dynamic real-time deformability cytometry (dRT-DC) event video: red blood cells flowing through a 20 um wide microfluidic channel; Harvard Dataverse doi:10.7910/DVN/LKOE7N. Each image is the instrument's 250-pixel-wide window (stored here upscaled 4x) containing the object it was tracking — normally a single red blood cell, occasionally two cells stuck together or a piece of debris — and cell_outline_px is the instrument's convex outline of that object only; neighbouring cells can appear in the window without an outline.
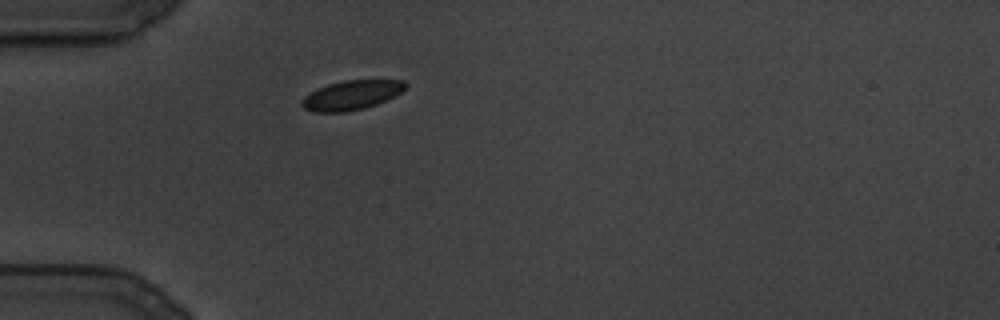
{"species": "common noctule bat (a hibernating species)", "species_latin": "Nyctalus noctula", "temperature_condition": "cold", "stored_images_in_passage": 73, "camera_frame_rate_fps": 3000, "um_per_image_px": 0.085, "animal": {"sex": "male", "body_mass_g": 19.5, "forearm_length_mm": 54.6}, "frame": {"image": 1, "passage_image": 1, "time_ms": 0.0, "image_size_px": [1000, 320], "cell_outline_px": [[408, 84], [400, 92], [376, 104], [364, 108], [344, 112], [312, 112], [304, 108], [300, 104], [300, 100], [304, 96], [328, 84], [344, 80], [404, 80]], "centroid_in_image_um": [29.83, 8.09], "position_along_channel_um": 55.2, "area_um2": 17.51}}
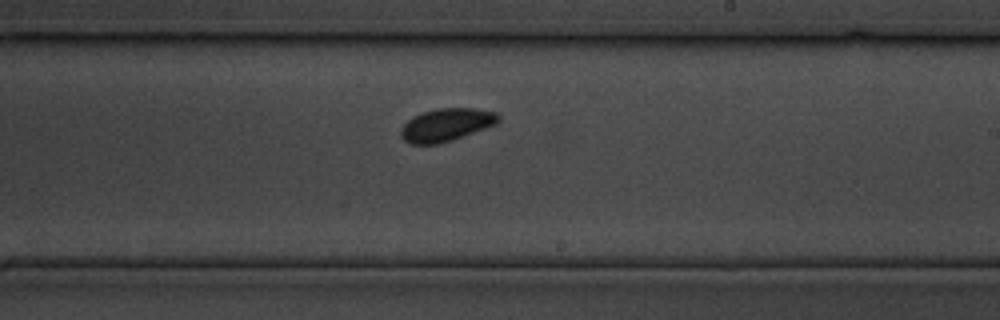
{"frame": {"image": 2, "passage_image": 39, "time_ms": 12.667, "image_size_px": [1000, 320], "cell_outline_px": [[500, 120], [496, 124], [452, 140], [440, 144], [412, 144], [404, 140], [400, 136], [400, 128], [412, 116], [436, 108], [472, 108], [496, 112], [500, 116]], "centroid_in_image_um": [37.92, 10.61], "position_along_channel_um": 251.1, "area_um2": 18.67}}
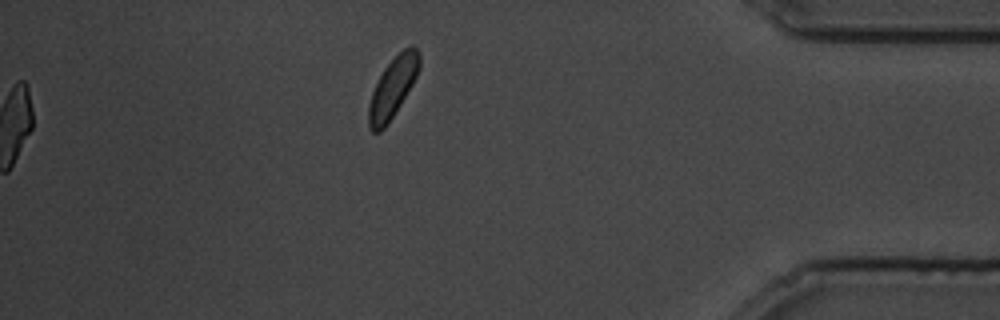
{"frame": {"image": 3, "passage_image": 73, "time_ms": 24.0, "image_size_px": [1000, 320], "cell_outline_px": [[420, 68], [412, 84], [388, 124], [380, 132], [372, 132], [368, 128], [368, 104], [372, 92], [384, 68], [404, 48], [412, 44], [420, 52]], "centroid_in_image_um": [33.37, 7.46], "position_along_channel_um": 401.8, "area_um2": 17.63}}